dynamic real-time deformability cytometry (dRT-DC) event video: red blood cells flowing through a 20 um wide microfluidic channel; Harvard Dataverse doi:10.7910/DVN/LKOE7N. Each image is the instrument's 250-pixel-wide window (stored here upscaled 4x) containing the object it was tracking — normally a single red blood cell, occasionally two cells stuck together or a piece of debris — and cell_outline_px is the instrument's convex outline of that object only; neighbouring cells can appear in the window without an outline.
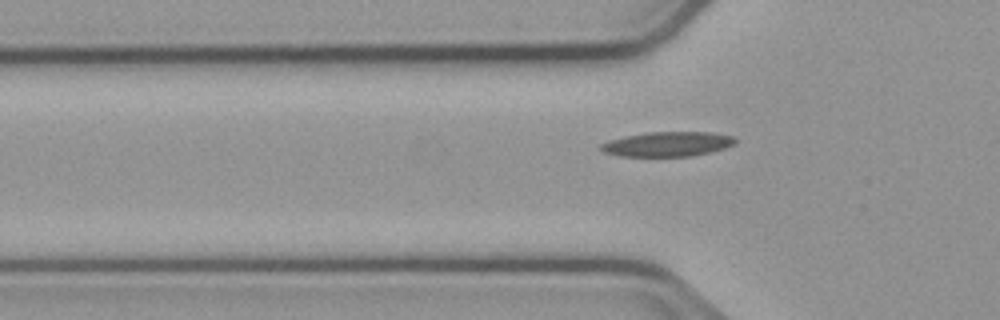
{"species": "common noctule bat (a hibernating species)", "species_latin": "Nyctalus noctula", "temperature_condition": "cold", "stored_images_in_passage": 42, "camera_frame_rate_fps": 3000, "um_per_image_px": 0.085, "animal": {"sex": "male", "body_mass_g": 23.1, "forearm_length_mm": 52.7}, "frame": {"image": 1, "passage_image": 11, "time_ms": 3.333, "image_size_px": [1000, 320], "cell_outline_px": [[736, 144], [724, 148], [692, 156], [620, 156], [604, 152], [600, 148], [600, 144], [608, 140], [624, 136], [648, 132], [708, 132], [736, 136]], "centroid_in_image_um": [56.74, 12.24], "position_along_channel_um": 69.1, "area_um2": 19.36}}
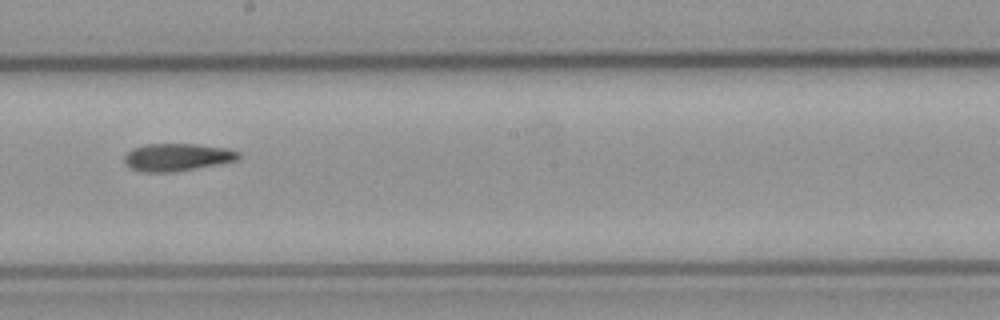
{"frame": {"image": 2, "passage_image": 24, "time_ms": 7.667, "image_size_px": [1000, 320], "cell_outline_px": [[240, 156], [236, 160], [216, 164], [172, 172], [140, 172], [128, 168], [124, 164], [124, 156], [132, 148], [144, 144], [196, 144], [224, 148], [240, 152]], "centroid_in_image_um": [14.96, 13.36], "position_along_channel_um": 233.2, "area_um2": 18.26}}
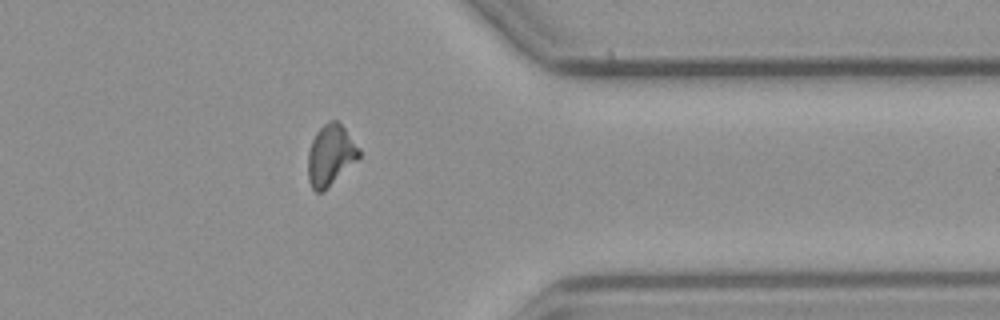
{"frame": {"image": 3, "passage_image": 37, "time_ms": 12.0, "image_size_px": [1000, 320], "cell_outline_px": [[360, 156], [324, 192], [316, 192], [312, 188], [308, 180], [308, 152], [312, 140], [316, 132], [328, 120], [336, 120], [344, 128], [360, 148]], "centroid_in_image_um": [28.08, 13.2], "position_along_channel_um": 383.3, "area_um2": 18.03}, "authors_computed_cell_mechanics": {"area_um2": 18.2648, "velocity_mm_per_s": 3.7648, "shape_relaxation_time_tau1_ms": null, "shape_relaxation_time_tau2_ms": 7.0954, "deformation_change_tau1": null, "deformation_change_tau2": 0.1544}}